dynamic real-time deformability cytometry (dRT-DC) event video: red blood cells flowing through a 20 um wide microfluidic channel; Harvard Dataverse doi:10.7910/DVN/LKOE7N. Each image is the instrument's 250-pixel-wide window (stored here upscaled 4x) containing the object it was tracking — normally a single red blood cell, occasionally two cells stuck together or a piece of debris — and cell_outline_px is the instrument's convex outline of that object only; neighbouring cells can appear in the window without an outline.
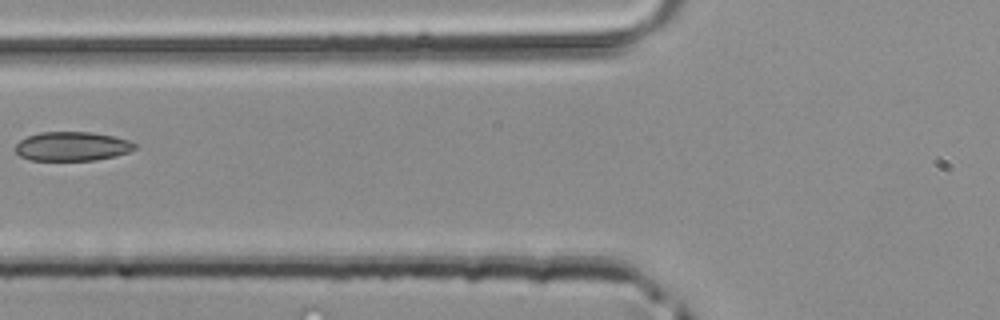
{"species": "common noctule bat (a hibernating species)", "species_latin": "Nyctalus noctula", "temperature_condition": "room temperature", "stored_images_in_passage": 3, "camera_frame_rate_fps": 3000, "um_per_image_px": 0.085, "animal": {"sex": "male", "body_mass_g": 20.4}, "frame": {"image": 1, "passage_image": 3, "time_ms": 0.667, "image_size_px": [1000, 320], "cell_outline_px": [[136, 148], [128, 152], [116, 156], [96, 160], [32, 160], [20, 156], [12, 148], [20, 140], [28, 136], [40, 132], [92, 132], [112, 136], [128, 140], [136, 144]], "centroid_in_image_um": [6.11, 12.44], "position_along_channel_um": 119.7, "area_um2": 20.29}}